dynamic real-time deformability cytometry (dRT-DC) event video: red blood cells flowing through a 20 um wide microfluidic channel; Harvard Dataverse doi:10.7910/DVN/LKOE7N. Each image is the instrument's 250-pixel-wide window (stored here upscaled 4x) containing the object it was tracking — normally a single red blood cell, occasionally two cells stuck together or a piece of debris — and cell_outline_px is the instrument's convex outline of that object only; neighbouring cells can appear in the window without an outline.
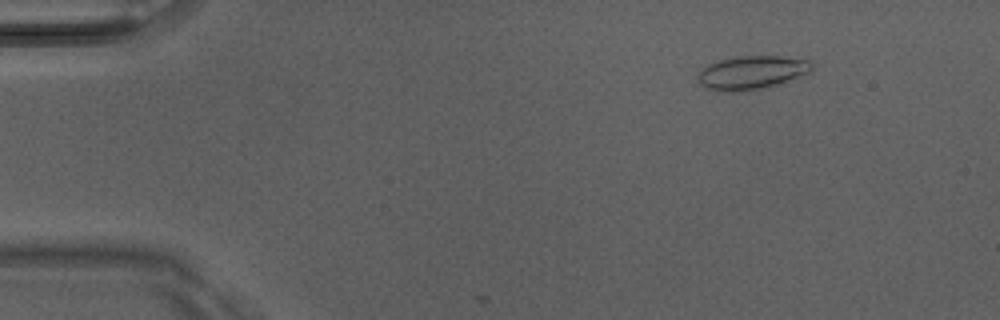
{"species": "Egyptian fruit bat (a non-hibernating species)", "species_latin": "Rousettus aegyptiacus", "temperature_condition": "room temperature", "stored_images_in_passage": 7, "camera_frame_rate_fps": 3000, "um_per_image_px": 0.085, "animal": {"sex": "male"}, "frame": {"image": 1, "passage_image": 2, "time_ms": 0.333, "image_size_px": [1000, 320], "cell_outline_px": [[812, 72], [776, 84], [760, 88], [736, 92], [724, 92], [708, 88], [700, 84], [700, 72], [708, 64], [720, 60], [740, 56], [780, 56], [812, 60]], "centroid_in_image_um": [63.95, 6.15], "position_along_channel_um": 21.1, "area_um2": 21.91}}